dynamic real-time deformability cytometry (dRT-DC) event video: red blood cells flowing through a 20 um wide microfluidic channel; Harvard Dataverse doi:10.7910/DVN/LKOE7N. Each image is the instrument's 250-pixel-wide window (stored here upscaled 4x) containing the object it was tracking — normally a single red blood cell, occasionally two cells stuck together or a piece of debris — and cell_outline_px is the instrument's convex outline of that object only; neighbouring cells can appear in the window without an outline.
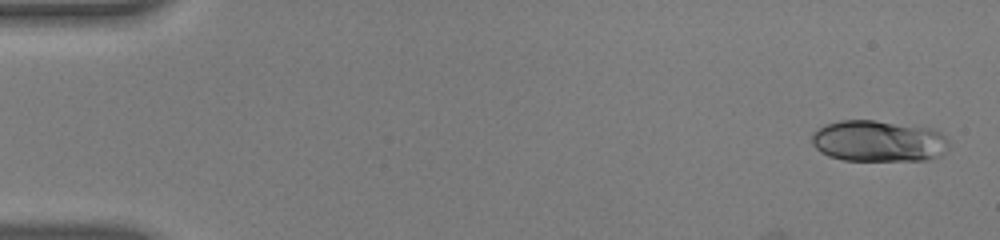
{"species": "human", "species_latin": "Homo sapiens", "temperature_condition": "warm", "stored_images_in_passage": 14, "camera_frame_rate_fps": 3000, "um_per_image_px": 0.085, "donor": {"sex": "male"}, "frame": {"image": 1, "passage_image": 1, "time_ms": 0.0, "image_size_px": [1000, 240], "cell_outline_px": [[948, 144], [944, 152], [940, 156], [924, 160], [844, 160], [828, 156], [820, 152], [812, 144], [812, 132], [824, 124], [840, 120], [872, 120], [932, 128], [940, 132], [944, 136]], "centroid_in_image_um": [74.63, 11.98], "position_along_channel_um": 10.4, "area_um2": 33.06}}
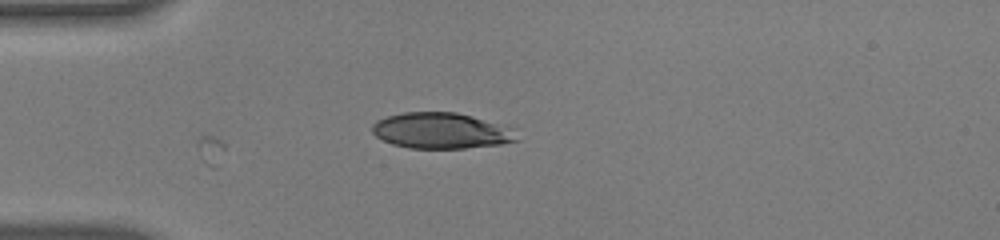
{"frame": {"image": 2, "passage_image": 14, "time_ms": 4.333, "image_size_px": [1000, 240], "cell_outline_px": [[520, 140], [500, 144], [464, 148], [408, 148], [392, 144], [376, 136], [372, 132], [372, 124], [376, 120], [388, 116], [404, 112], [456, 112], [472, 116], [516, 128]], "centroid_in_image_um": [37.55, 11.11], "position_along_channel_um": 47.5, "area_um2": 30.46}}